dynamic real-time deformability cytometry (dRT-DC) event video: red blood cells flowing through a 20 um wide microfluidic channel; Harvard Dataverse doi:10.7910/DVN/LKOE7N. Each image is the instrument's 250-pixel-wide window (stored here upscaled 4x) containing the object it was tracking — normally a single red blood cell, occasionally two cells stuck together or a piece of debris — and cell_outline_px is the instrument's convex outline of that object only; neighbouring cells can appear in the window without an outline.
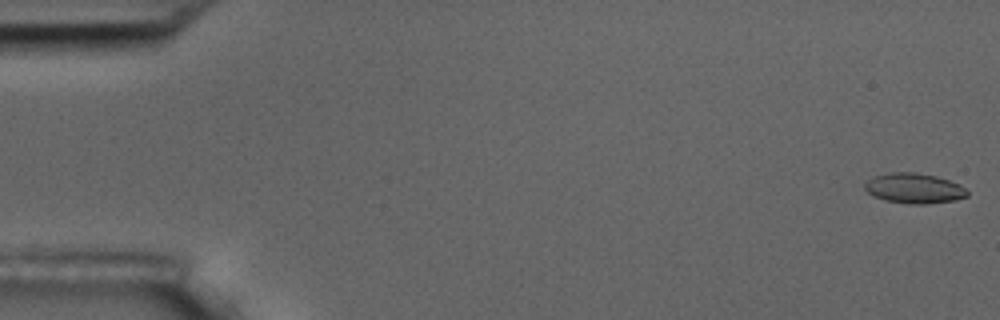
{"species": "common noctule bat (a hibernating species)", "species_latin": "Nyctalus noctula", "temperature_condition": "room temperature", "stored_images_in_passage": 7, "camera_frame_rate_fps": 3000, "um_per_image_px": 0.085, "animal": {"sex": "male", "body_mass_g": 17.5, "forearm_length_mm": 52.3}, "frame": {"image": 1, "passage_image": 1, "time_ms": 0.0, "image_size_px": [1000, 320], "cell_outline_px": [[968, 196], [956, 200], [924, 204], [908, 204], [884, 200], [872, 196], [864, 188], [864, 184], [872, 176], [888, 172], [916, 172], [936, 176], [960, 184], [968, 192]], "centroid_in_image_um": [77.67, 16.0], "position_along_channel_um": 7.3, "area_um2": 18.21}}
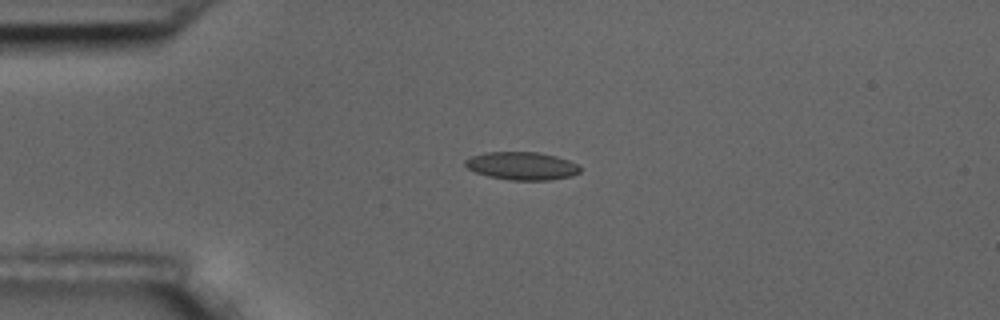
{"frame": {"image": 2, "passage_image": 5, "time_ms": 4.333, "image_size_px": [1000, 320], "cell_outline_px": [[580, 172], [572, 176], [548, 180], [508, 180], [488, 176], [476, 172], [468, 168], [464, 164], [464, 160], [472, 156], [484, 152], [540, 152], [556, 156], [580, 164]], "centroid_in_image_um": [44.37, 14.1], "position_along_channel_um": 40.6, "area_um2": 18.84}}